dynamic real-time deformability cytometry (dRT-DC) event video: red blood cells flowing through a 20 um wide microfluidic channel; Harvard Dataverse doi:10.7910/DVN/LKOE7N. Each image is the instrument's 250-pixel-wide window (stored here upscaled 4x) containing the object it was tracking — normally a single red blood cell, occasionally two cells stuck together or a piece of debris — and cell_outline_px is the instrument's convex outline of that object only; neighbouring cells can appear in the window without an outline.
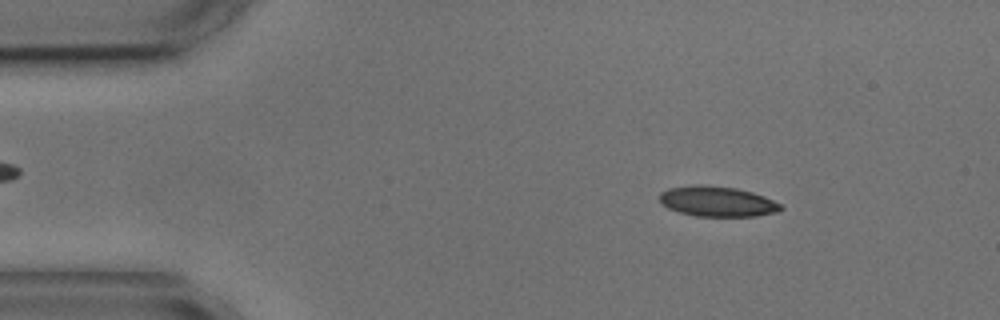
{"species": "common noctule bat (a hibernating species)", "species_latin": "Nyctalus noctula", "temperature_condition": "cold", "stored_images_in_passage": 3, "camera_frame_rate_fps": 3000, "um_per_image_px": 0.085, "animal": {"sex": "male", "body_mass_g": 17.9, "forearm_length_mm": 54.2}, "frame": {"image": 1, "passage_image": 2, "time_ms": 1.333, "image_size_px": [1000, 320], "cell_outline_px": [[784, 208], [776, 212], [756, 216], [696, 216], [680, 212], [668, 208], [660, 200], [660, 192], [668, 188], [700, 184], [704, 184], [736, 188], [752, 192], [764, 196], [780, 204]], "centroid_in_image_um": [60.97, 17.11], "position_along_channel_um": 24.0, "area_um2": 21.27}}